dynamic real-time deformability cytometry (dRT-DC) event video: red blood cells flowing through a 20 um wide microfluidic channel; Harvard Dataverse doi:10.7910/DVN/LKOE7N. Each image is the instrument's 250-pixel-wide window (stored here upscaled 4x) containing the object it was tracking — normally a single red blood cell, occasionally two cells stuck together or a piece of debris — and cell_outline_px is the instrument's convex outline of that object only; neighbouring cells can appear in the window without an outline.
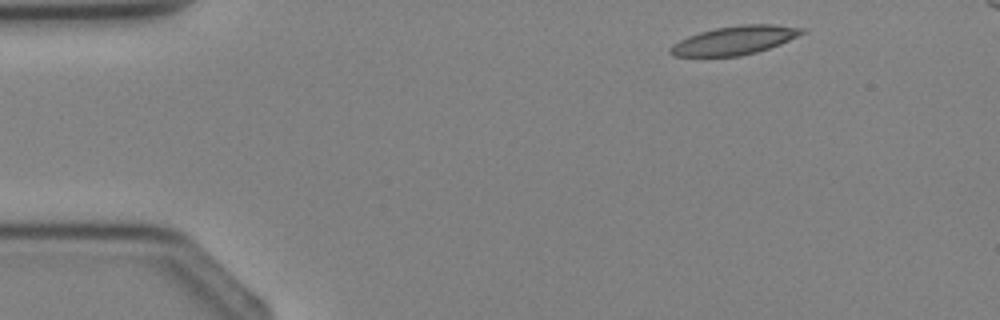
{"species": "Egyptian fruit bat (a non-hibernating species)", "species_latin": "Rousettus aegyptiacus", "temperature_condition": "cold", "stored_images_in_passage": 4, "camera_frame_rate_fps": 3000, "um_per_image_px": 0.085, "animal": {"sex": "female"}, "frame": {"image": 1, "passage_image": 1, "time_ms": 0.0, "image_size_px": [1000, 320], "cell_outline_px": [[808, 32], [780, 44], [756, 52], [740, 56], [672, 56], [668, 52], [668, 48], [672, 44], [688, 36], [700, 32], [716, 28], [740, 24], [772, 24], [808, 28]], "centroid_in_image_um": [62.47, 3.42], "position_along_channel_um": 22.5, "area_um2": 22.14}}